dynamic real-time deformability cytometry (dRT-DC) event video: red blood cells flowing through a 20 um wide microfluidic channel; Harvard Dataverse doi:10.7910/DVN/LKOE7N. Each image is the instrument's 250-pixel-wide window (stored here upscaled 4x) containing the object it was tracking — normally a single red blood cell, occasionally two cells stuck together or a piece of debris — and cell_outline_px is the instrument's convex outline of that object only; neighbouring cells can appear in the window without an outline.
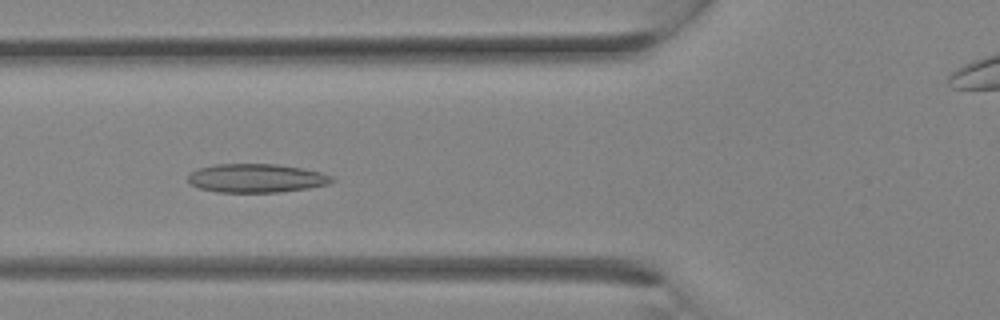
{"species": "Egyptian fruit bat (a non-hibernating species)", "species_latin": "Rousettus aegyptiacus", "temperature_condition": "room temperature", "stored_images_in_passage": 30, "camera_frame_rate_fps": 3000, "um_per_image_px": 0.085, "animal": {"sex": "female"}, "frame": {"image": 1, "passage_image": 11, "time_ms": 3.333, "image_size_px": [1000, 320], "cell_outline_px": [[336, 180], [328, 184], [308, 188], [280, 192], [216, 192], [200, 188], [188, 184], [188, 176], [196, 168], [212, 164], [276, 164], [300, 168], [320, 172], [332, 176]], "centroid_in_image_um": [21.75, 15.14], "position_along_channel_um": 104.0, "area_um2": 24.16}}
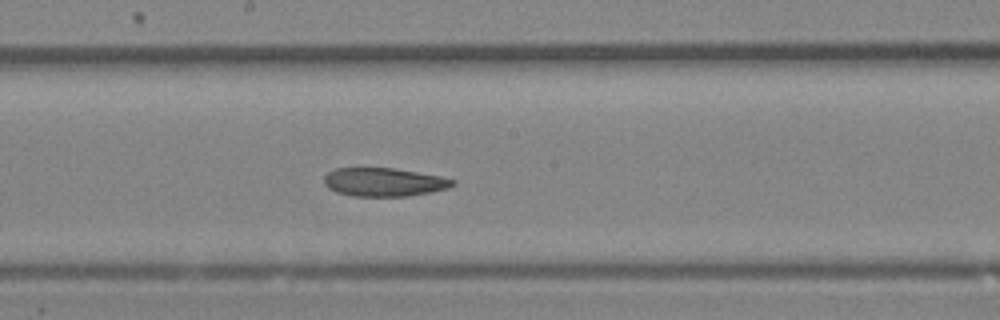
{"frame": {"image": 2, "passage_image": 16, "time_ms": 5.0, "image_size_px": [1000, 320], "cell_outline_px": [[456, 184], [448, 188], [432, 192], [408, 196], [352, 196], [336, 192], [328, 188], [324, 184], [324, 176], [328, 172], [336, 168], [392, 168], [440, 176], [456, 180]], "centroid_in_image_um": [32.63, 15.48], "position_along_channel_um": 215.6, "area_um2": 21.39}}
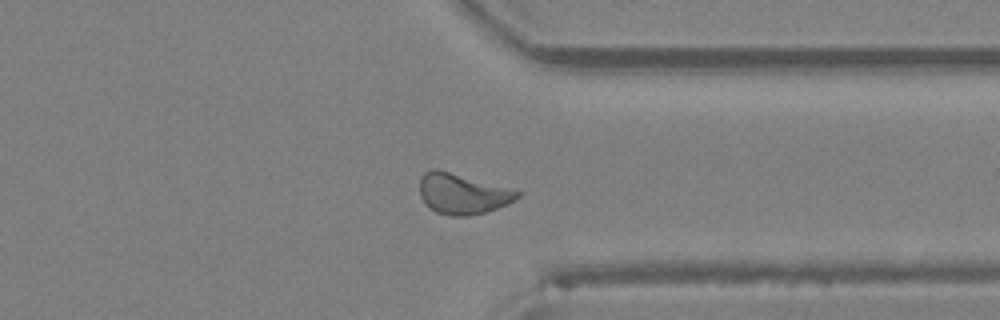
{"frame": {"image": 3, "passage_image": 23, "time_ms": 7.333, "image_size_px": [1000, 320], "cell_outline_px": [[520, 196], [508, 204], [484, 212], [468, 216], [452, 216], [436, 212], [424, 204], [420, 196], [420, 176], [424, 172], [432, 168], [436, 168], [520, 192]], "centroid_in_image_um": [39.23, 16.48], "position_along_channel_um": 372.2, "area_um2": 22.72}}